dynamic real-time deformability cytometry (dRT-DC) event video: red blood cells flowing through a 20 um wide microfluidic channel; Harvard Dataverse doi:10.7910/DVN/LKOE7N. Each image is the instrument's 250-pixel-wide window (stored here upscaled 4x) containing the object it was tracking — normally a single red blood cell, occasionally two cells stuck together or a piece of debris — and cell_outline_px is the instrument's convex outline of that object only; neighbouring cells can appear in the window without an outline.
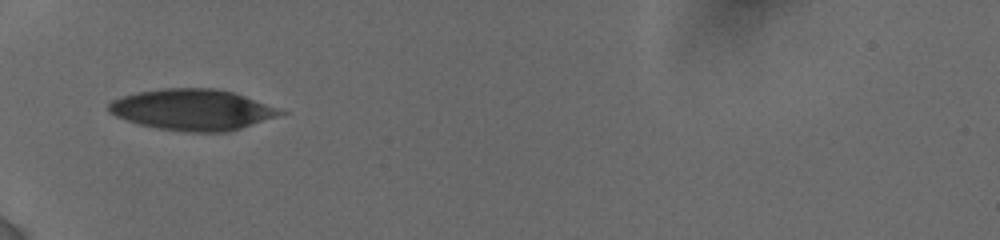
{"species": "human", "species_latin": "Homo sapiens", "temperature_condition": "cold", "stored_images_in_passage": 43, "camera_frame_rate_fps": 3000, "um_per_image_px": 0.085, "donor": {"sex": "female"}, "frame": {"image": 1, "passage_image": 1, "time_ms": 0.0, "image_size_px": [1000, 240], "cell_outline_px": [[288, 112], [228, 132], [184, 132], [156, 128], [140, 124], [116, 116], [108, 112], [108, 104], [112, 100], [136, 92], [164, 88], [216, 88], [232, 92], [244, 96]], "centroid_in_image_um": [16.31, 9.32], "position_along_channel_um": 68.7, "area_um2": 40.63}}
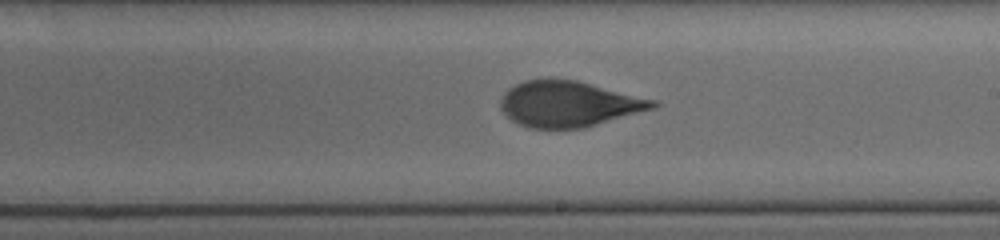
{"frame": {"image": 2, "passage_image": 18, "time_ms": 4.667, "image_size_px": [1000, 240], "cell_outline_px": [[660, 104], [652, 108], [584, 128], [528, 128], [512, 120], [500, 108], [500, 100], [504, 92], [508, 88], [524, 80], [552, 76], [576, 80], [656, 100]], "centroid_in_image_um": [48.28, 8.8], "position_along_channel_um": 240.7, "area_um2": 40.75}}
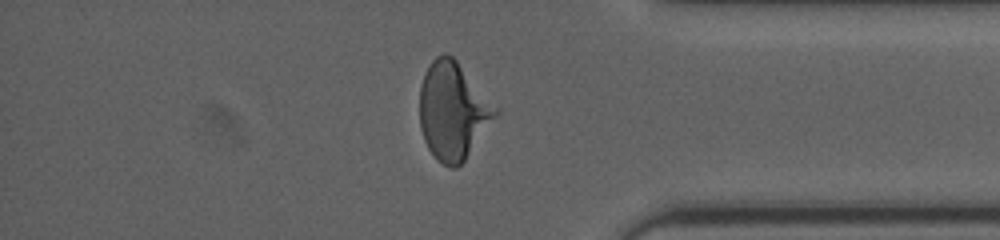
{"frame": {"image": 3, "passage_image": 34, "time_ms": 9.0, "image_size_px": [1000, 240], "cell_outline_px": [[500, 112], [464, 160], [456, 168], [452, 168], [436, 160], [428, 148], [424, 140], [420, 128], [420, 84], [432, 60], [436, 56], [444, 52], [452, 56], [456, 60], [500, 108]], "centroid_in_image_um": [38.51, 9.42], "position_along_channel_um": 396.7, "area_um2": 43.06}, "authors_computed_cell_mechanics": {"area_um2": 41.1536, "velocity_mm_per_s": 3.8438, "shape_relaxation_time_tau1_ms": 4.4609, "shape_relaxation_time_tau2_ms": 1.0345, "deformation_change_tau1": 0.1682, "deformation_change_tau2": 0.082}}